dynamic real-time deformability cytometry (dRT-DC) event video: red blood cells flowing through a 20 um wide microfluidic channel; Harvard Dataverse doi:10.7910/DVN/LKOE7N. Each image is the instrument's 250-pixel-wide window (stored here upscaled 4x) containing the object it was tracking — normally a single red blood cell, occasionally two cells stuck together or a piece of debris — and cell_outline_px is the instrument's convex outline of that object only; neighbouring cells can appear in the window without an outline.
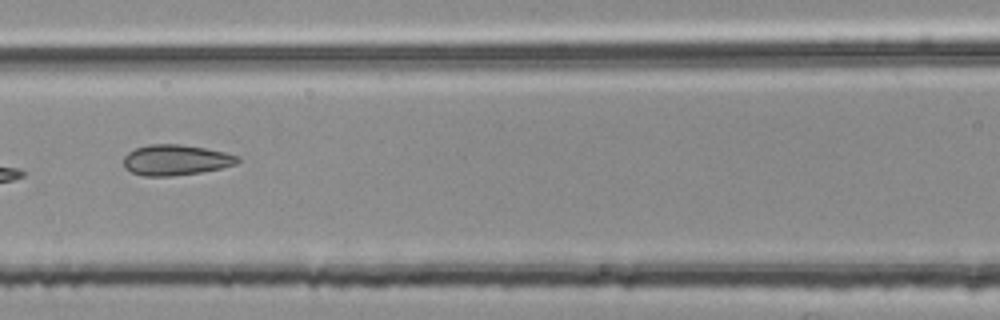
{"species": "common noctule bat (a hibernating species)", "species_latin": "Nyctalus noctula", "temperature_condition": "room temperature", "stored_images_in_passage": 6, "camera_frame_rate_fps": 3000, "um_per_image_px": 0.085, "animal": {"sex": "female", "body_mass_g": 25.1}, "frame": {"image": 1, "passage_image": 5, "time_ms": 1.333, "image_size_px": [1000, 320], "cell_outline_px": [[240, 160], [236, 164], [220, 168], [200, 172], [172, 176], [144, 176], [132, 172], [124, 168], [124, 156], [128, 152], [136, 148], [148, 144], [180, 144], [204, 148], [224, 152], [240, 156]], "centroid_in_image_um": [14.93, 13.59], "position_along_channel_um": 151.7, "area_um2": 20.29}}
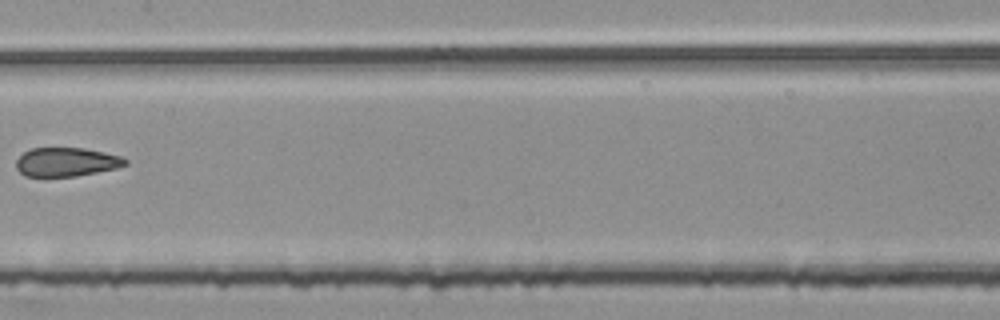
{"frame": {"image": 2, "passage_image": 6, "time_ms": 1.667, "image_size_px": [1000, 320], "cell_outline_px": [[128, 164], [116, 168], [76, 176], [24, 176], [16, 168], [16, 160], [24, 152], [32, 148], [84, 148], [104, 152], [120, 156], [128, 160]], "centroid_in_image_um": [5.64, 13.76], "position_along_channel_um": 201.8, "area_um2": 18.26}}